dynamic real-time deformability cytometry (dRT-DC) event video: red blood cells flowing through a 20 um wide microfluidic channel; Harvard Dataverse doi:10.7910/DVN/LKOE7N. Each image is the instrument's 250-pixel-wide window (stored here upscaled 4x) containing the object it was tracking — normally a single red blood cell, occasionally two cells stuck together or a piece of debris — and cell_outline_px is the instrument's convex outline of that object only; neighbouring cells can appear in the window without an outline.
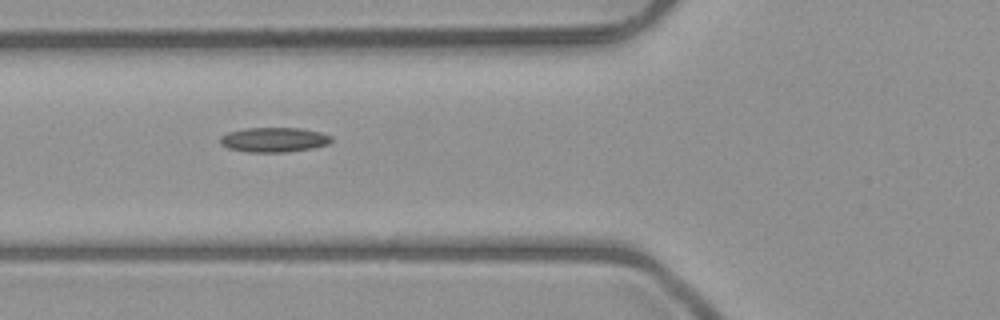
{"species": "common noctule bat (a hibernating species)", "species_latin": "Nyctalus noctula", "temperature_condition": "room temperature", "stored_images_in_passage": 3, "camera_frame_rate_fps": 3000, "um_per_image_px": 0.085, "animal": {"sex": "male", "body_mass_g": 23.1, "forearm_length_mm": 52.7}, "frame": {"image": 1, "passage_image": 2, "time_ms": 1.0, "image_size_px": [1000, 320], "cell_outline_px": [[332, 140], [328, 144], [312, 148], [288, 152], [248, 152], [228, 148], [220, 144], [220, 136], [228, 132], [244, 128], [300, 128], [320, 132], [332, 136]], "centroid_in_image_um": [23.27, 11.87], "position_along_channel_um": 102.5, "area_um2": 16.07}}
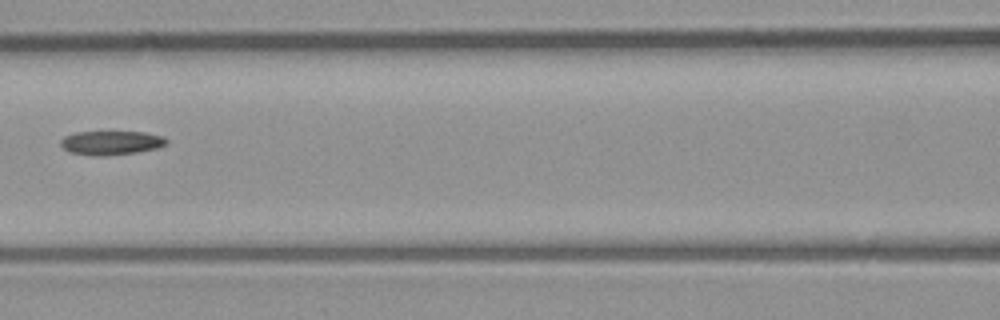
{"frame": {"image": 2, "passage_image": 3, "time_ms": 2.333, "image_size_px": [1000, 320], "cell_outline_px": [[168, 144], [156, 148], [136, 152], [104, 156], [92, 156], [68, 152], [60, 144], [60, 140], [64, 136], [76, 132], [144, 132], [164, 136], [168, 140]], "centroid_in_image_um": [9.44, 12.14], "position_along_channel_um": 157.2, "area_um2": 14.91}}